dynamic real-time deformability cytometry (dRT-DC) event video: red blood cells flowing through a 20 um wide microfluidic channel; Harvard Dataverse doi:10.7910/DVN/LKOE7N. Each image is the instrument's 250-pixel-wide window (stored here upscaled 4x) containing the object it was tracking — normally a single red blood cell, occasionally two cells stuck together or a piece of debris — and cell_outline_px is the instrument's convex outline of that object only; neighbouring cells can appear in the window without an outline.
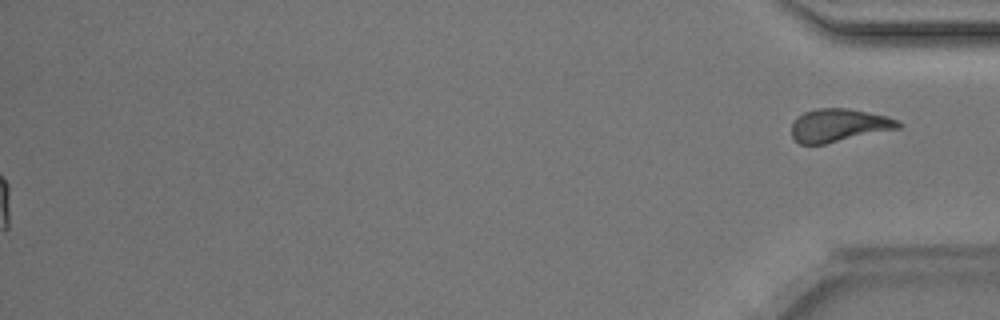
{"species": "Egyptian fruit bat (a non-hibernating species)", "species_latin": "Rousettus aegyptiacus", "temperature_condition": "room temperature", "stored_images_in_passage": 36, "segment_of_instrument_passage": [2, 2], "camera_frame_rate_fps": 3000, "um_per_image_px": 0.085, "animal": {"sex": "male"}, "frame": {"image": 1, "passage_image": 36, "time_ms": 11.667, "image_size_px": [1000, 320], "cell_outline_px": [[900, 128], [824, 144], [800, 144], [792, 136], [792, 124], [796, 116], [804, 112], [816, 108], [848, 108], [888, 116], [900, 120]], "centroid_in_image_um": [71.3, 10.64], "position_along_channel_um": 363.9, "area_um2": 20.58}}